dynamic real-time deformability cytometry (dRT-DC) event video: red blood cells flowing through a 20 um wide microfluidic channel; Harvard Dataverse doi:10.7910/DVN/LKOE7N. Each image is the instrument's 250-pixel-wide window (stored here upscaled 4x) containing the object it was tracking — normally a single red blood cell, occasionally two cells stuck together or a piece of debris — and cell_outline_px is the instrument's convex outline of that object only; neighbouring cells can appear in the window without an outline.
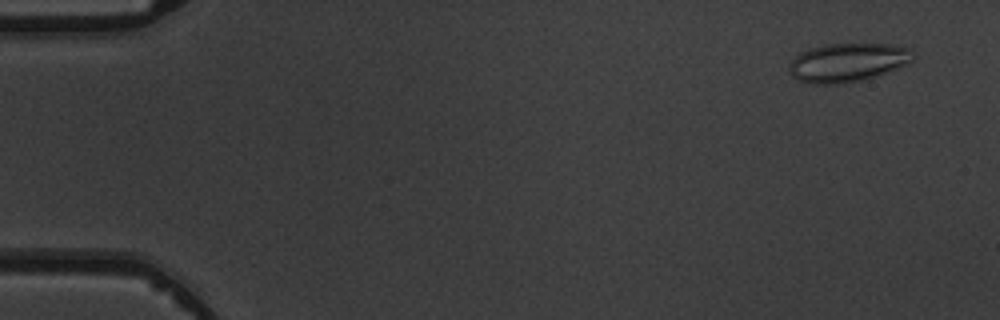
{"species": "common noctule bat (a hibernating species)", "species_latin": "Nyctalus noctula", "temperature_condition": "warm", "stored_images_in_passage": 6, "camera_frame_rate_fps": 3000, "um_per_image_px": 0.085, "animal": {"sex": "male", "body_mass_g": 19.5, "forearm_length_mm": 54.6}, "frame": {"image": 1, "passage_image": 1, "time_ms": 0.0, "image_size_px": [1000, 320], "cell_outline_px": [[916, 56], [908, 64], [876, 76], [844, 84], [816, 84], [796, 80], [788, 72], [788, 64], [800, 52], [808, 48], [824, 44], [892, 44], [912, 48], [916, 52]], "centroid_in_image_um": [72.06, 5.3], "position_along_channel_um": 12.9, "area_um2": 28.44}}
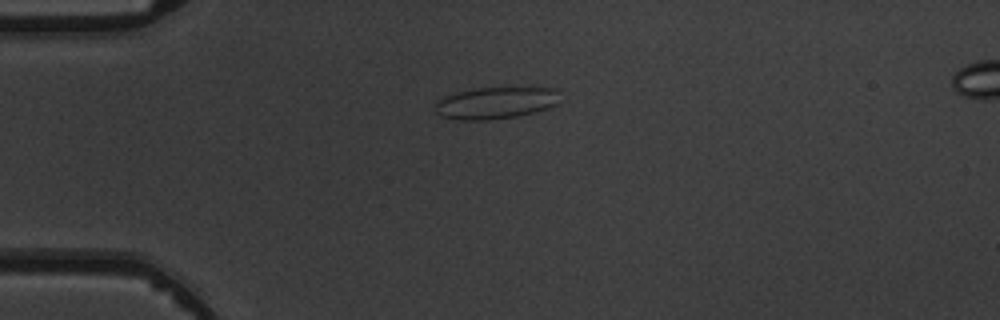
{"frame": {"image": 2, "passage_image": 4, "time_ms": 3.333, "image_size_px": [1000, 320], "cell_outline_px": [[556, 104], [548, 108], [516, 116], [488, 120], [460, 120], [444, 116], [436, 112], [436, 100], [440, 96], [456, 92], [476, 88], [516, 84], [556, 88]], "centroid_in_image_um": [42.13, 8.68], "position_along_channel_um": 42.9, "area_um2": 23.99}}
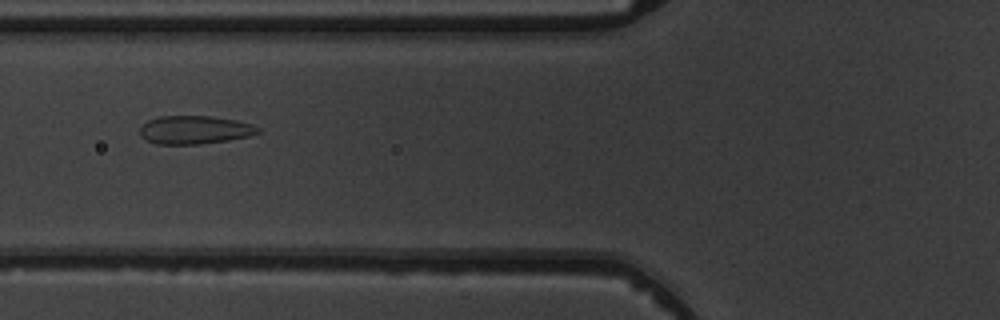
{"frame": {"image": 3, "passage_image": 6, "time_ms": 5.667, "image_size_px": [1000, 320], "cell_outline_px": [[260, 132], [248, 136], [228, 140], [200, 144], [156, 144], [140, 136], [140, 128], [148, 120], [160, 116], [212, 116], [236, 120], [252, 124], [260, 128]], "centroid_in_image_um": [16.55, 11.03], "position_along_channel_um": 109.2, "area_um2": 19.42}}